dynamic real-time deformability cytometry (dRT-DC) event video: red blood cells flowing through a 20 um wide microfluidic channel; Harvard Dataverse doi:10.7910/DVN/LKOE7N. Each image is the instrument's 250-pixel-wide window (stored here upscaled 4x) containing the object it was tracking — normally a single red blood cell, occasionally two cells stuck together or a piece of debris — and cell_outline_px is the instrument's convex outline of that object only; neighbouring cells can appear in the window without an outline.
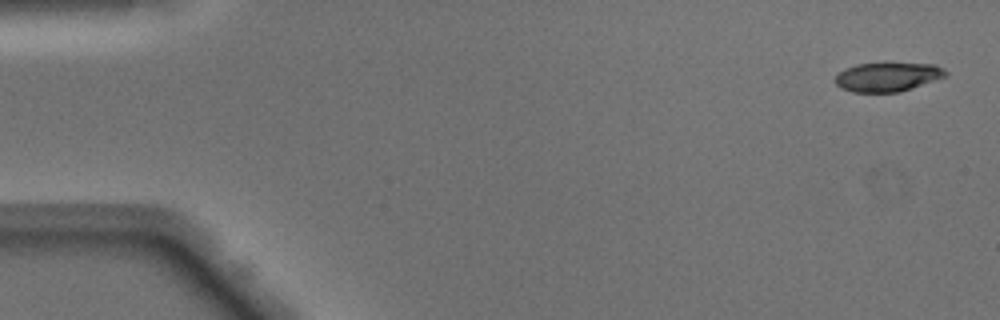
{"species": "Egyptian fruit bat (a non-hibernating species)", "species_latin": "Rousettus aegyptiacus", "temperature_condition": "warm", "stored_images_in_passage": 48, "camera_frame_rate_fps": 3000, "um_per_image_px": 0.085, "animal": {"sex": "male"}, "frame": {"image": 1, "passage_image": 1, "time_ms": 0.0, "image_size_px": [1000, 320], "cell_outline_px": [[948, 72], [944, 76], [900, 92], [852, 92], [840, 88], [836, 84], [836, 76], [844, 68], [856, 64], [884, 60], [936, 64], [944, 68]], "centroid_in_image_um": [75.43, 6.47], "position_along_channel_um": 9.6, "area_um2": 19.48}}
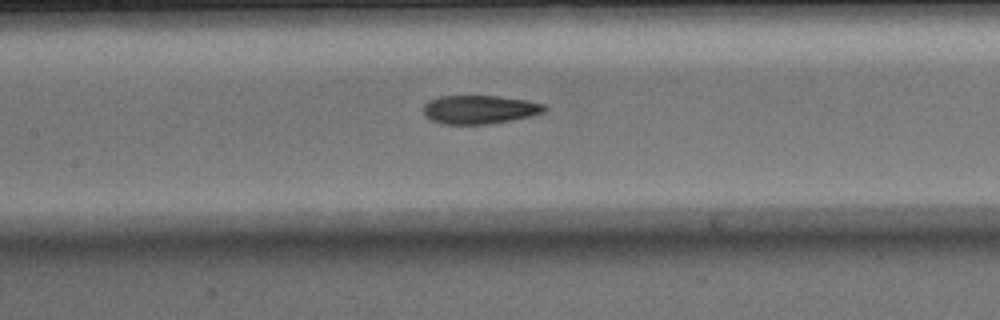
{"frame": {"image": 2, "passage_image": 22, "time_ms": 7.0, "image_size_px": [1000, 320], "cell_outline_px": [[548, 108], [544, 112], [532, 116], [512, 120], [488, 124], [444, 124], [432, 120], [424, 116], [424, 104], [428, 100], [440, 96], [496, 96], [524, 100], [544, 104]], "centroid_in_image_um": [40.76, 9.31], "position_along_channel_um": 166.6, "area_um2": 20.17}}
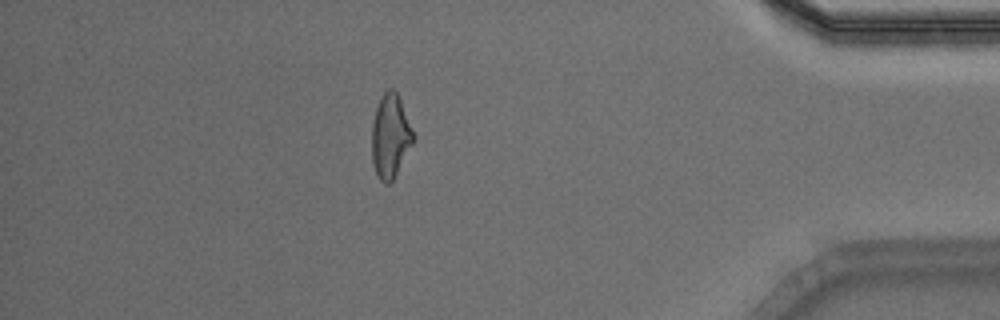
{"frame": {"image": 3, "passage_image": 42, "time_ms": 13.667, "image_size_px": [1000, 320], "cell_outline_px": [[416, 136], [412, 144], [392, 180], [388, 184], [384, 184], [380, 180], [372, 164], [372, 124], [376, 108], [380, 96], [388, 88], [396, 88]], "centroid_in_image_um": [33.18, 11.51], "position_along_channel_um": 402.0, "area_um2": 20.35}, "authors_computed_cell_mechanics": {"area_um2": 20.4612, "velocity_mm_per_s": 4.1249, "shape_relaxation_time_tau1_ms": 5.8799, "shape_relaxation_time_tau2_ms": 1.6896, "deformation_change_tau1": 0.2047, "deformation_change_tau2": 0.0872}}